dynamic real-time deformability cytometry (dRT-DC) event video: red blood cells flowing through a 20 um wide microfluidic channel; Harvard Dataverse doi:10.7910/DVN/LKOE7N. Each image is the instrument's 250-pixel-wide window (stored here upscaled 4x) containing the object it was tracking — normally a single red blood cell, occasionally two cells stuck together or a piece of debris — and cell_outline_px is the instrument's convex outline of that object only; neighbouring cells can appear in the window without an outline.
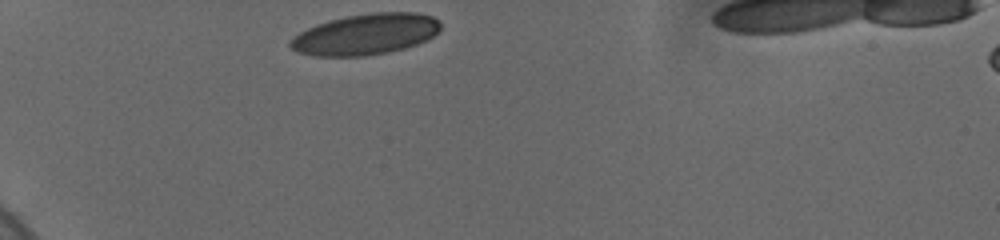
{"species": "human", "species_latin": "Homo sapiens", "temperature_condition": "cold", "stored_images_in_passage": 5, "camera_frame_rate_fps": 3000, "um_per_image_px": 0.085, "donor": {"sex": "female"}, "frame": {"image": 1, "passage_image": 1, "time_ms": 0.0, "image_size_px": [1000, 240], "cell_outline_px": [[440, 32], [416, 44], [404, 48], [388, 52], [364, 56], [312, 56], [296, 52], [288, 44], [288, 40], [292, 36], [316, 24], [328, 20], [348, 16], [372, 12], [416, 12], [432, 16], [440, 24]], "centroid_in_image_um": [31.03, 2.91], "position_along_channel_um": 54.0, "area_um2": 35.95}}
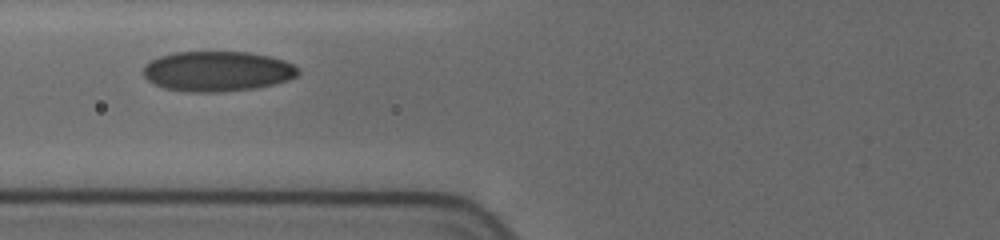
{"frame": {"image": 2, "passage_image": 4, "time_ms": 2.333, "image_size_px": [1000, 240], "cell_outline_px": [[300, 72], [296, 76], [288, 80], [256, 88], [216, 92], [188, 92], [164, 88], [148, 80], [144, 76], [144, 64], [160, 56], [176, 52], [248, 52], [272, 56], [284, 60], [292, 64]], "centroid_in_image_um": [18.48, 6.05], "position_along_channel_um": 107.3, "area_um2": 36.13}}